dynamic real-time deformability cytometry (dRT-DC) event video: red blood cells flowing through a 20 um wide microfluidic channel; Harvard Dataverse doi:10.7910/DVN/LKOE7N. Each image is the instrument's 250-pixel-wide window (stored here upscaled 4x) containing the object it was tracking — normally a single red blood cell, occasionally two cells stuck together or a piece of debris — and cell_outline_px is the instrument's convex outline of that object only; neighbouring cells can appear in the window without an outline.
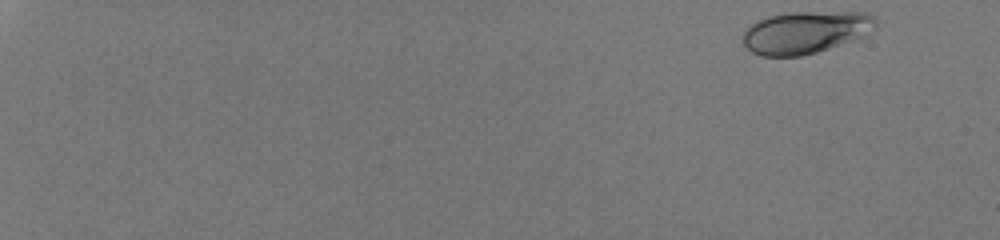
{"species": "human", "species_latin": "Homo sapiens", "temperature_condition": "room temperature", "stored_images_in_passage": 50, "camera_frame_rate_fps": 3000, "um_per_image_px": 0.085, "donor": {"sex": "male"}, "frame": {"image": 1, "passage_image": 1, "time_ms": 0.0, "image_size_px": [1000, 240], "cell_outline_px": [[876, 28], [868, 36], [816, 52], [800, 56], [760, 56], [752, 52], [740, 40], [744, 32], [756, 20], [768, 16], [788, 12], [864, 12], [876, 16]], "centroid_in_image_um": [68.51, 2.74], "position_along_channel_um": 16.5, "area_um2": 33.23}}
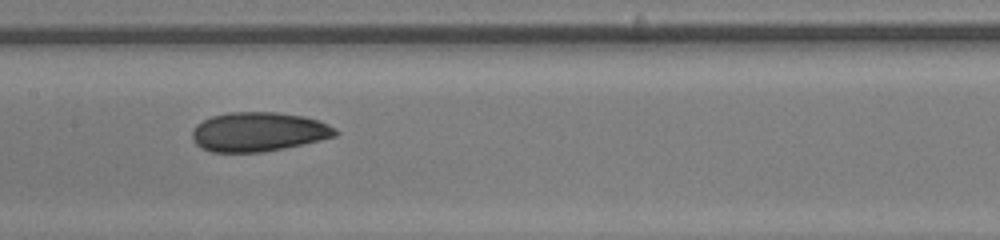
{"frame": {"image": 2, "passage_image": 29, "time_ms": 9.333, "image_size_px": [1000, 240], "cell_outline_px": [[340, 132], [336, 136], [320, 140], [284, 148], [264, 152], [212, 152], [196, 144], [192, 140], [192, 132], [196, 124], [212, 116], [228, 112], [276, 112], [304, 116], [320, 120], [336, 128]], "centroid_in_image_um": [22.0, 11.2], "position_along_channel_um": 185.4, "area_um2": 32.89}}
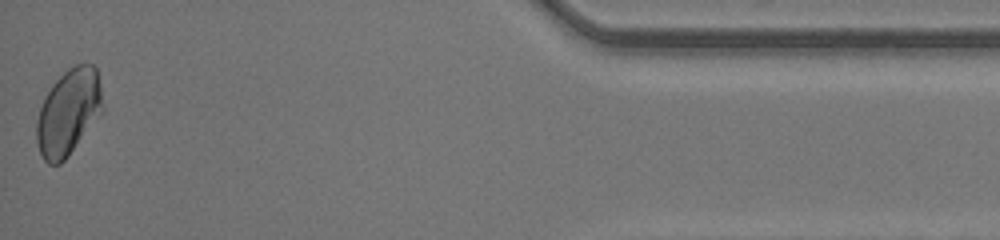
{"frame": {"image": 3, "passage_image": 50, "time_ms": 16.333, "image_size_px": [1000, 240], "cell_outline_px": [[104, 108], [68, 156], [60, 164], [48, 164], [44, 160], [40, 152], [36, 140], [36, 120], [44, 96], [52, 84], [68, 68], [76, 64], [92, 64], [96, 68], [100, 84]], "centroid_in_image_um": [5.8, 9.52], "position_along_channel_um": 429.4, "area_um2": 32.89}, "authors_computed_cell_mechanics": {"area_um2": 32.2524, "velocity_mm_per_s": 4.2655, "shape_relaxation_time_tau1_ms": 3.5159, "shape_relaxation_time_tau2_ms": 1.4195, "deformation_change_tau1": 0.1062, "deformation_change_tau2": 0.0395}}